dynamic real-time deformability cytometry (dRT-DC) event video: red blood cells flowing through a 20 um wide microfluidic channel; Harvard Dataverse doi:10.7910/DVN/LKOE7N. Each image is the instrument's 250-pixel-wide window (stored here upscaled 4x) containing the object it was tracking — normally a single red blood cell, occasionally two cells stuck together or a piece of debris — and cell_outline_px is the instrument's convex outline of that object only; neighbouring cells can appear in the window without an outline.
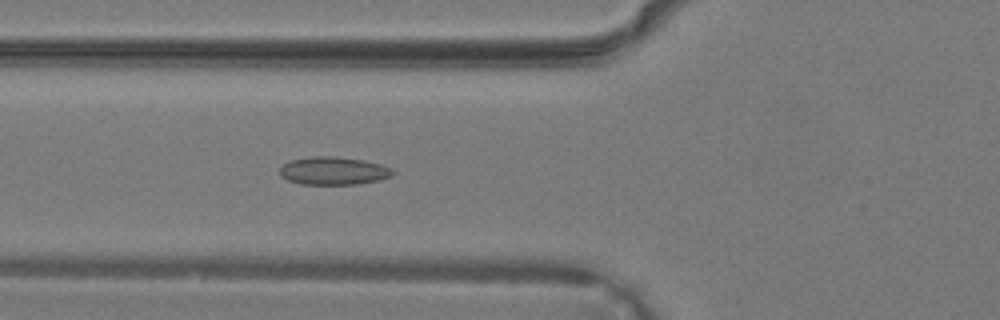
{"species": "common noctule bat (a hibernating species)", "species_latin": "Nyctalus noctula", "temperature_condition": "warm", "stored_images_in_passage": 24, "camera_frame_rate_fps": 3000, "um_per_image_px": 0.085, "animal": {"sex": "male", "body_mass_g": 19.2, "forearm_length_mm": 51.8}, "frame": {"image": 1, "passage_image": 16, "time_ms": 5.0, "image_size_px": [1000, 320], "cell_outline_px": [[396, 172], [392, 176], [380, 180], [356, 184], [300, 184], [288, 180], [280, 176], [280, 168], [288, 160], [312, 156], [332, 156], [364, 160], [380, 164], [392, 168]], "centroid_in_image_um": [28.35, 14.52], "position_along_channel_um": 97.4, "area_um2": 18.55}}
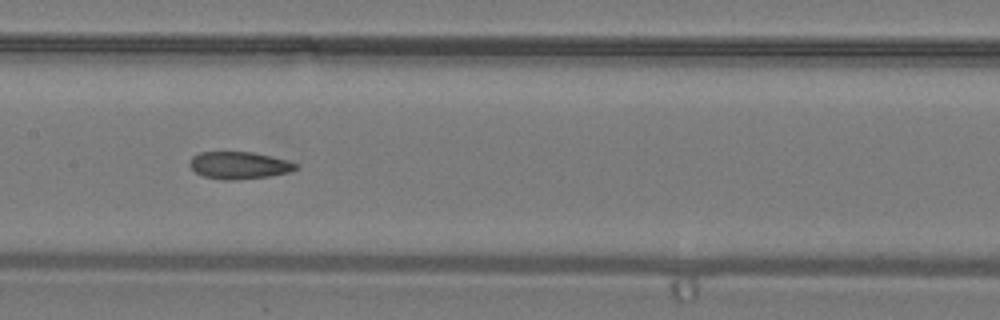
{"frame": {"image": 2, "passage_image": 21, "time_ms": 6.667, "image_size_px": [1000, 320], "cell_outline_px": [[296, 168], [288, 172], [268, 176], [236, 180], [224, 180], [204, 176], [196, 172], [188, 164], [188, 160], [192, 156], [200, 152], [252, 152], [288, 160], [296, 164]], "centroid_in_image_um": [20.27, 14.04], "position_along_channel_um": 187.1, "area_um2": 16.7}}
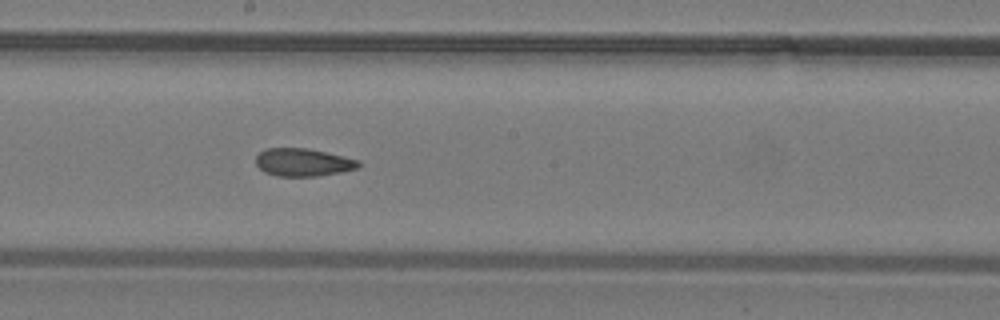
{"frame": {"image": 3, "passage_image": 23, "time_ms": 7.333, "image_size_px": [1000, 320], "cell_outline_px": [[360, 164], [356, 168], [340, 172], [316, 176], [276, 176], [264, 172], [256, 164], [256, 156], [264, 148], [308, 148], [344, 156], [360, 160]], "centroid_in_image_um": [25.74, 13.79], "position_along_channel_um": 222.5, "area_um2": 16.65}}